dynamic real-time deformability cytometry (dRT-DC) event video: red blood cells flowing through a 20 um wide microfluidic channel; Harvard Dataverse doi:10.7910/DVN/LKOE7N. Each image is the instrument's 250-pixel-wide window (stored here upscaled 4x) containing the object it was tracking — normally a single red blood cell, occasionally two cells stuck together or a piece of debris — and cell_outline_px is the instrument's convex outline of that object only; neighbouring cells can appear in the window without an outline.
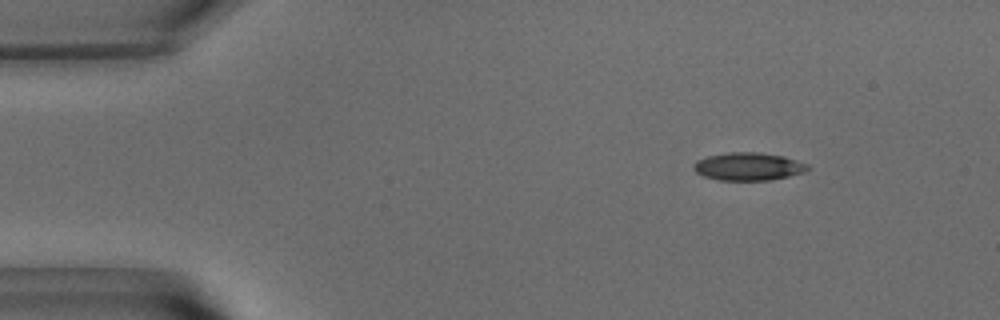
{"species": "common noctule bat (a hibernating species)", "species_latin": "Nyctalus noctula", "temperature_condition": "warm", "stored_images_in_passage": 51, "camera_frame_rate_fps": 3000, "um_per_image_px": 0.085, "animal": {"sex": "male", "body_mass_g": 15.6}, "frame": {"image": 1, "passage_image": 6, "time_ms": 1.667, "image_size_px": [1000, 320], "cell_outline_px": [[808, 168], [804, 172], [772, 180], [720, 180], [704, 176], [696, 172], [692, 168], [692, 164], [696, 160], [708, 156], [728, 152], [760, 152], [784, 156], [808, 164]], "centroid_in_image_um": [63.58, 14.14], "position_along_channel_um": 21.4, "area_um2": 18.55}}
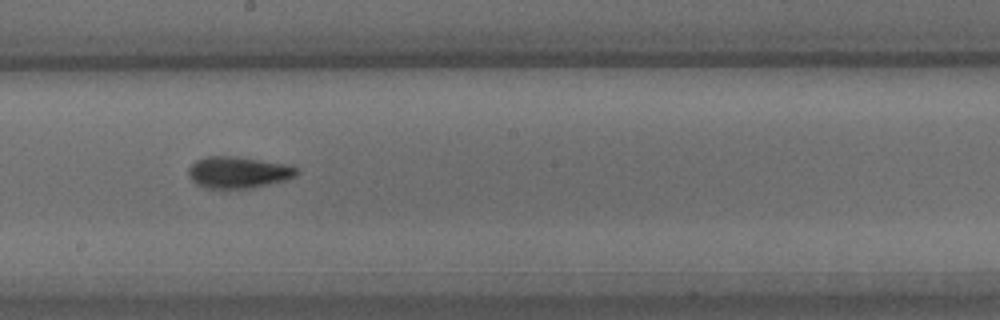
{"frame": {"image": 2, "passage_image": 28, "time_ms": 9.0, "image_size_px": [1000, 320], "cell_outline_px": [[300, 172], [296, 176], [284, 180], [248, 188], [208, 188], [196, 184], [188, 176], [188, 168], [196, 160], [208, 156], [232, 156], [288, 164], [296, 168]], "centroid_in_image_um": [20.23, 14.64], "position_along_channel_um": 228.0, "area_um2": 19.71}}
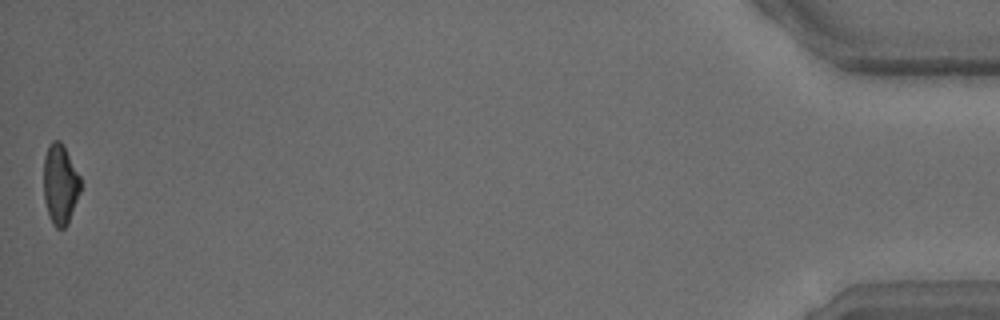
{"frame": {"image": 3, "passage_image": 51, "time_ms": 16.667, "image_size_px": [1000, 320], "cell_outline_px": [[80, 192], [68, 224], [64, 228], [56, 228], [52, 224], [44, 200], [44, 156], [48, 144], [52, 140], [60, 140], [64, 144], [80, 176]], "centroid_in_image_um": [5.11, 15.63], "position_along_channel_um": 430.1, "area_um2": 17.4}, "authors_computed_cell_mechanics": {"area_um2": 18.6116, "velocity_mm_per_s": 3.8901, "shape_relaxation_time_tau1_ms": 6.66, "shape_relaxation_time_tau2_ms": 2.9651, "deformation_change_tau1": 0.2161, "deformation_change_tau2": 0.1011}}